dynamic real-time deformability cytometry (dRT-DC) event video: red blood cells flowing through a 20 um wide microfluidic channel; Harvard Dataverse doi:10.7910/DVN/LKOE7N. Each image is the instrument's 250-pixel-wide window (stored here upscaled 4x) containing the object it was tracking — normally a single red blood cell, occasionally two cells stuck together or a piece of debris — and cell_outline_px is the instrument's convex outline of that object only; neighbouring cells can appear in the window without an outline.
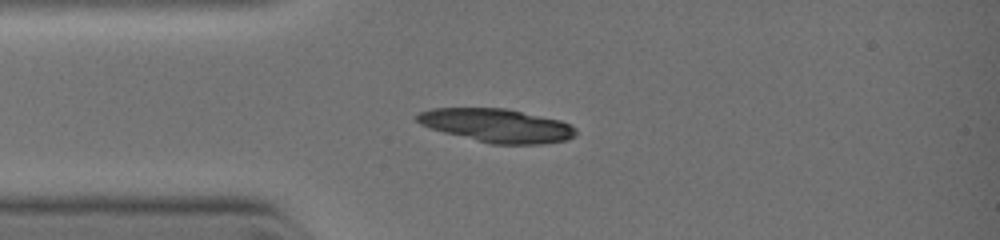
{"species": "common noctule bat (a hibernating species)", "species_latin": "Nyctalus noctula", "temperature_condition": "warm", "stored_images_in_passage": 18, "camera_frame_rate_fps": 3000, "um_per_image_px": 0.085, "animal": {"sex": "female", "body_mass_g": 19.0, "forearm_length_mm": 51.5}, "frame": {"image": 1, "passage_image": 1, "time_ms": 0.0, "image_size_px": [1000, 240], "cell_outline_px": [[576, 132], [572, 136], [564, 140], [540, 144], [492, 144], [444, 132], [420, 124], [416, 120], [416, 116], [420, 112], [432, 108], [508, 108], [560, 120], [572, 124], [576, 128]], "centroid_in_image_um": [42.25, 10.65], "position_along_channel_um": 42.8, "area_um2": 30.81}}